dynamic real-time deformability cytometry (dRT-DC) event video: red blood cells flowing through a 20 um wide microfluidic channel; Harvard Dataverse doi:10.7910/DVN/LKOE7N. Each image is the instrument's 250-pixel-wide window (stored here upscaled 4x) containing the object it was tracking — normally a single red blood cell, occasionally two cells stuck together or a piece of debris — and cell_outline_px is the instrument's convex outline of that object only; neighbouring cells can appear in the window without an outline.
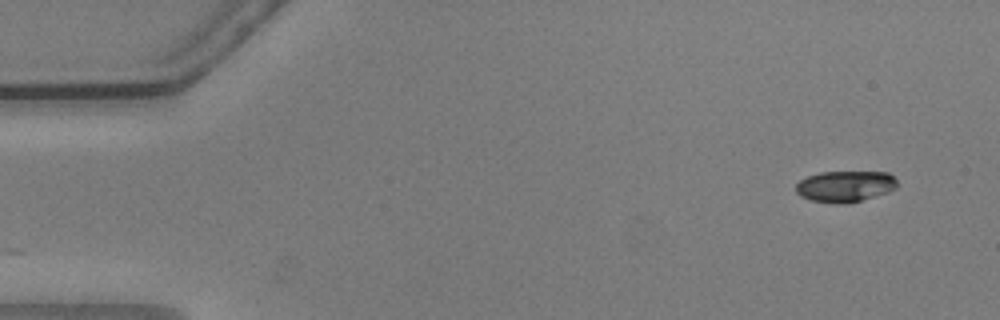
{"species": "common noctule bat (a hibernating species)", "species_latin": "Nyctalus noctula", "temperature_condition": "warm", "stored_images_in_passage": 53, "camera_frame_rate_fps": 3000, "um_per_image_px": 0.085, "animal": {"sex": "male", "body_mass_g": 20.5, "forearm_length_mm": 52.5}, "frame": {"image": 1, "passage_image": 1, "time_ms": 0.0, "image_size_px": [1000, 320], "cell_outline_px": [[896, 188], [888, 192], [848, 204], [836, 204], [812, 200], [800, 196], [796, 192], [796, 184], [800, 180], [808, 176], [820, 172], [888, 172], [896, 180]], "centroid_in_image_um": [71.82, 15.84], "position_along_channel_um": 13.2, "area_um2": 18.38}}
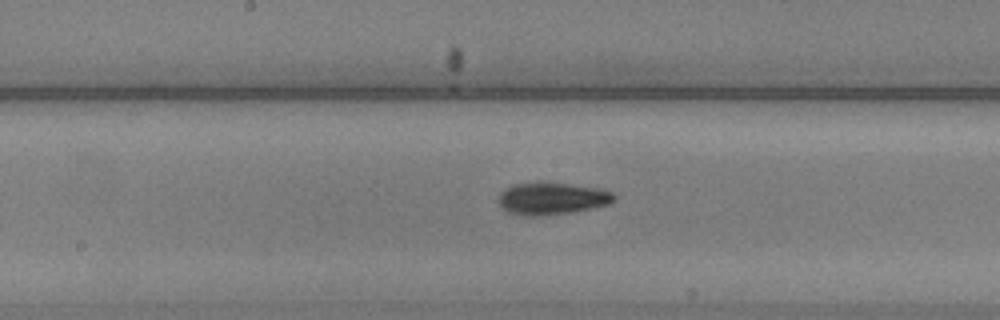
{"frame": {"image": 2, "passage_image": 26, "time_ms": 8.333, "image_size_px": [1000, 320], "cell_outline_px": [[616, 200], [612, 204], [572, 212], [544, 216], [520, 216], [508, 212], [500, 204], [500, 192], [504, 188], [512, 184], [540, 180], [600, 188], [612, 192], [616, 196]], "centroid_in_image_um": [46.93, 16.85], "position_along_channel_um": 201.3, "area_um2": 22.37}}
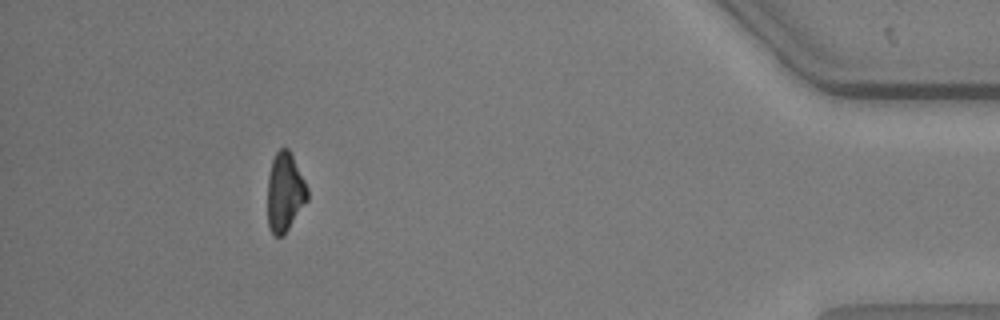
{"frame": {"image": 3, "passage_image": 48, "time_ms": 15.667, "image_size_px": [1000, 320], "cell_outline_px": [[308, 200], [284, 236], [276, 236], [272, 232], [268, 224], [268, 176], [272, 160], [276, 152], [280, 148], [288, 148], [308, 188]], "centroid_in_image_um": [24.22, 16.36], "position_along_channel_um": 411.0, "area_um2": 18.26}, "authors_computed_cell_mechanics": {"area_um2": 20.4612, "velocity_mm_per_s": 3.6571, "shape_relaxation_time_tau1_ms": 3.7673, "shape_relaxation_time_tau2_ms": 3.439, "deformation_change_tau1": 0.1461, "deformation_change_tau2": 0.0827}}